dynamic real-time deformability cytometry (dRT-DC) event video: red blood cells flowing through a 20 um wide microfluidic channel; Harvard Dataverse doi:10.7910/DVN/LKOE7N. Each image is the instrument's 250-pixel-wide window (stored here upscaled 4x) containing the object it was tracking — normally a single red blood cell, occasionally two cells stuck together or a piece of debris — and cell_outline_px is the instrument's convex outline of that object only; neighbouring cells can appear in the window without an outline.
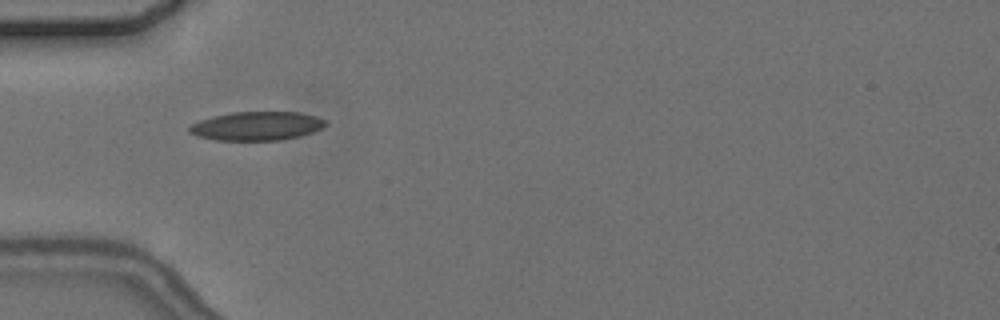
{"species": "common noctule bat (a hibernating species)", "species_latin": "Nyctalus noctula", "temperature_condition": "cold", "stored_images_in_passage": 8, "camera_frame_rate_fps": 3000, "um_per_image_px": 0.085, "animal": {"sex": "female", "body_mass_g": 24.6, "forearm_length_mm": 56.2}, "frame": {"image": 1, "passage_image": 5, "time_ms": 4.667, "image_size_px": [1000, 320], "cell_outline_px": [[328, 124], [324, 128], [300, 136], [280, 140], [216, 140], [196, 136], [188, 132], [188, 128], [192, 124], [200, 120], [212, 116], [232, 112], [300, 112], [316, 116], [328, 120]], "centroid_in_image_um": [21.86, 10.7], "position_along_channel_um": 63.1, "area_um2": 23.06}}
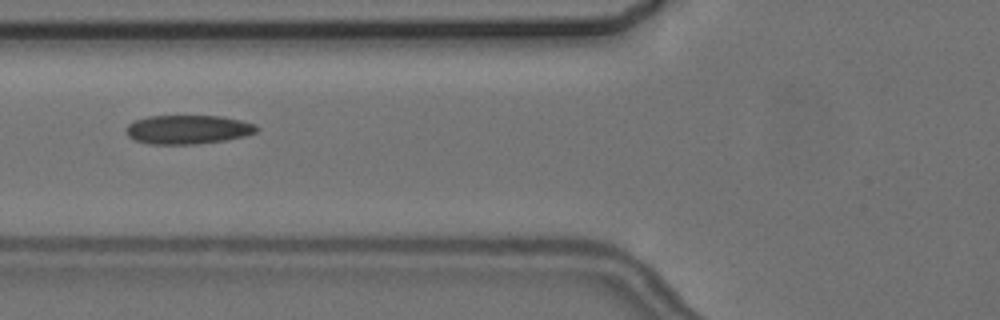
{"frame": {"image": 2, "passage_image": 6, "time_ms": 6.0, "image_size_px": [1000, 320], "cell_outline_px": [[260, 128], [256, 132], [244, 136], [228, 140], [196, 144], [148, 144], [136, 140], [128, 136], [128, 124], [136, 120], [148, 116], [220, 116], [240, 120], [256, 124]], "centroid_in_image_um": [16.02, 11.01], "position_along_channel_um": 109.8, "area_um2": 21.96}}
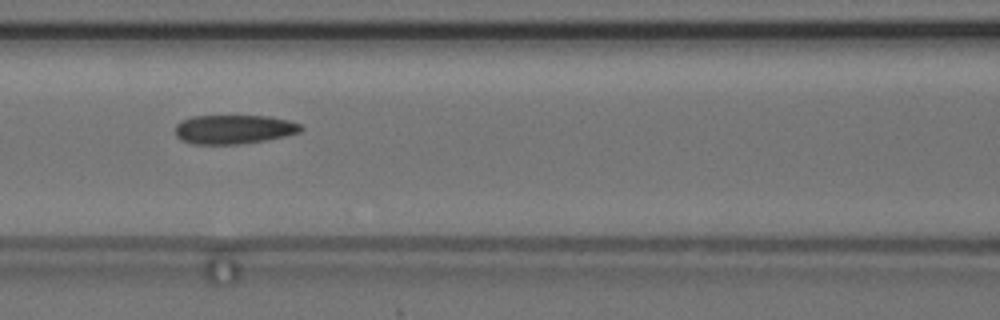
{"frame": {"image": 3, "passage_image": 7, "time_ms": 7.0, "image_size_px": [1000, 320], "cell_outline_px": [[304, 128], [300, 132], [284, 136], [264, 140], [240, 144], [192, 144], [180, 140], [176, 136], [176, 124], [180, 120], [192, 116], [268, 116], [288, 120], [300, 124]], "centroid_in_image_um": [19.85, 10.99], "position_along_channel_um": 146.8, "area_um2": 21.33}}